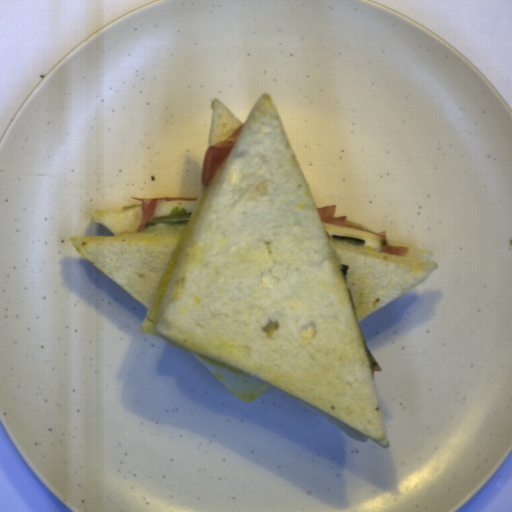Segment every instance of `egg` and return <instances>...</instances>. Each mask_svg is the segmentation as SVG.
I'll return each mask as SVG.
<instances>
[{"label":"egg","mask_w":512,"mask_h":512,"mask_svg":"<svg viewBox=\"0 0 512 512\" xmlns=\"http://www.w3.org/2000/svg\"><path fill=\"white\" fill-rule=\"evenodd\" d=\"M197 200H159L156 203L153 218L168 216L174 207H182L185 212L193 213Z\"/></svg>","instance_id":"2"},{"label":"egg","mask_w":512,"mask_h":512,"mask_svg":"<svg viewBox=\"0 0 512 512\" xmlns=\"http://www.w3.org/2000/svg\"><path fill=\"white\" fill-rule=\"evenodd\" d=\"M322 225L328 238L334 239V235L358 238L365 241V244L363 245L364 247L370 250L381 252L383 239L379 235L348 227L329 225L325 224L324 222L322 223Z\"/></svg>","instance_id":"1"}]
</instances>
